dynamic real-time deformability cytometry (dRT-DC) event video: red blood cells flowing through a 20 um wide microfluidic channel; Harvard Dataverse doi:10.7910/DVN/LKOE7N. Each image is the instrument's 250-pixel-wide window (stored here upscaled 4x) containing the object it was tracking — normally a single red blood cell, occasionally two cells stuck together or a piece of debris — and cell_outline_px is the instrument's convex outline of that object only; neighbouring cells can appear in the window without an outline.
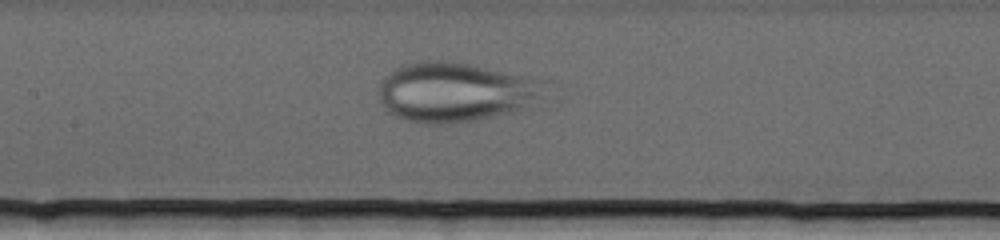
{"species": "human", "species_latin": "Homo sapiens", "temperature_condition": "cold", "stored_images_in_passage": 43, "camera_frame_rate_fps": 3000, "um_per_image_px": 0.085, "donor": {"sex": "female"}, "frame": {"image": 1, "passage_image": 18, "time_ms": 5.667, "image_size_px": [1000, 240], "cell_outline_px": [[552, 80], [524, 108], [516, 112], [476, 120], [444, 124], [420, 124], [404, 120], [388, 112], [380, 100], [380, 84], [384, 76], [396, 68], [404, 64], [424, 60], [444, 60], [468, 64], [532, 76]], "centroid_in_image_um": [38.7, 7.82], "position_along_channel_um": 168.7, "area_um2": 57.86}}
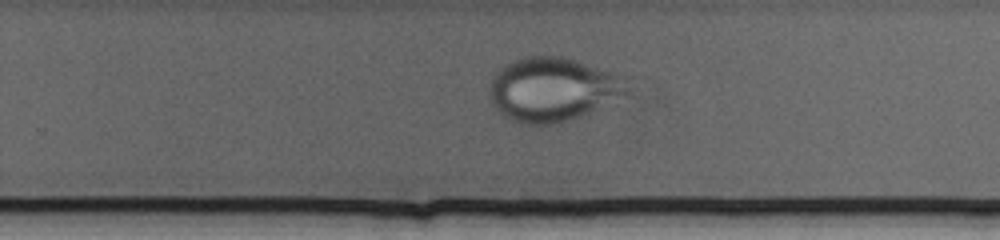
{"frame": {"image": 2, "passage_image": 30, "time_ms": 9.667, "image_size_px": [1000, 240], "cell_outline_px": [[636, 76], [628, 92], [580, 116], [556, 124], [520, 124], [508, 120], [492, 104], [488, 96], [488, 88], [492, 76], [500, 68], [512, 60], [528, 56], [560, 56], [580, 60]], "centroid_in_image_um": [47.06, 7.55], "position_along_channel_um": 282.7, "area_um2": 52.77}}
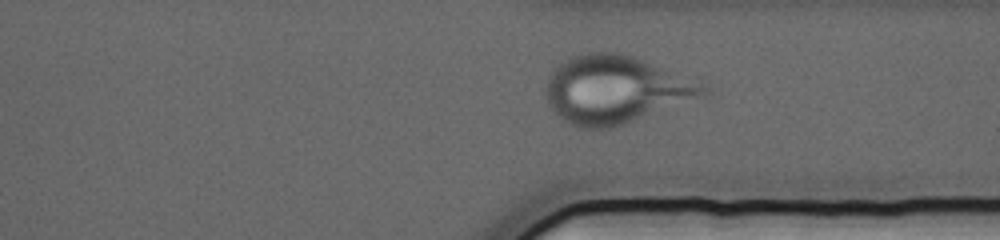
{"frame": {"image": 3, "passage_image": 38, "time_ms": 12.333, "image_size_px": [1000, 240], "cell_outline_px": [[712, 92], [704, 96], [624, 124], [612, 128], [576, 128], [568, 124], [548, 104], [544, 88], [544, 84], [548, 76], [564, 60], [572, 56], [588, 52], [620, 52], [632, 56], [708, 84]], "centroid_in_image_um": [52.33, 7.62], "position_along_channel_um": 359.1, "area_um2": 62.31}}